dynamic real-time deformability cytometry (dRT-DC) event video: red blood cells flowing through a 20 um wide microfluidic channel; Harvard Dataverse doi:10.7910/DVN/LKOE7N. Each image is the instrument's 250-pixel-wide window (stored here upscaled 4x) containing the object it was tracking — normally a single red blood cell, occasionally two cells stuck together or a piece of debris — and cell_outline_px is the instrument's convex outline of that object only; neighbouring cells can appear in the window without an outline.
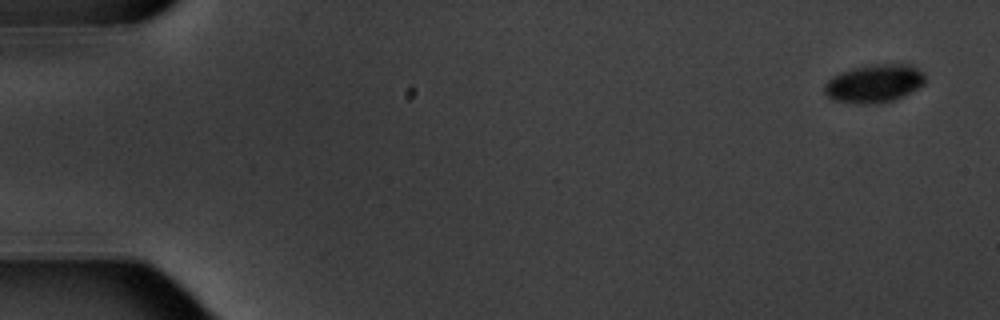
{"species": "common noctule bat (a hibernating species)", "species_latin": "Nyctalus noctula", "temperature_condition": "warm", "stored_images_in_passage": 6, "camera_frame_rate_fps": 3000, "um_per_image_px": 0.085, "animal": {"sex": "male", "body_mass_g": 20.1, "forearm_length_mm": 53.5}, "frame": {"image": 1, "passage_image": 1, "time_ms": 0.0, "image_size_px": [1000, 320], "cell_outline_px": [[924, 84], [892, 100], [880, 104], [856, 104], [832, 100], [824, 92], [824, 84], [832, 76], [856, 68], [876, 64], [912, 64], [924, 76]], "centroid_in_image_um": [74.26, 7.11], "position_along_channel_um": 10.7, "area_um2": 22.02}}
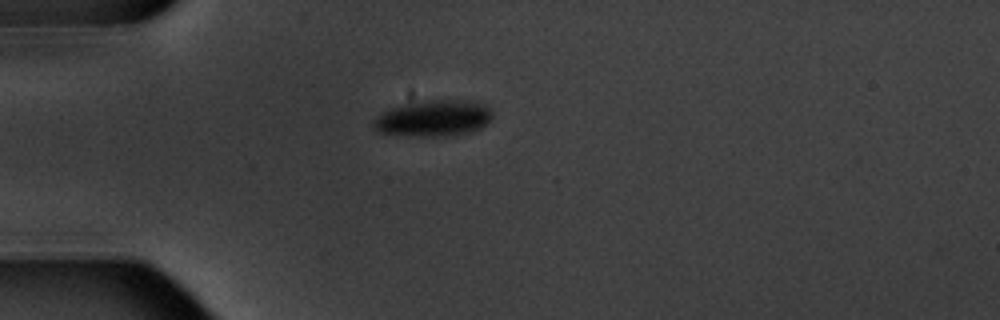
{"frame": {"image": 2, "passage_image": 5, "time_ms": 4.667, "image_size_px": [1000, 320], "cell_outline_px": [[492, 120], [480, 128], [472, 132], [448, 136], [416, 136], [380, 132], [372, 124], [372, 120], [376, 116], [392, 108], [412, 100], [456, 100], [484, 104], [492, 112]], "centroid_in_image_um": [36.85, 10.05], "position_along_channel_um": 48.2, "area_um2": 25.14}}